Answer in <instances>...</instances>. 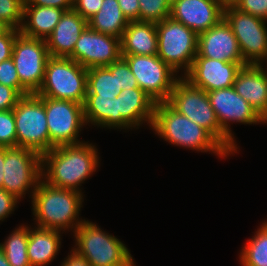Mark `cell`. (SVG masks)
<instances>
[{"mask_svg":"<svg viewBox=\"0 0 267 266\" xmlns=\"http://www.w3.org/2000/svg\"><path fill=\"white\" fill-rule=\"evenodd\" d=\"M10 27L0 20V35L4 34Z\"/></svg>","mask_w":267,"mask_h":266,"instance_id":"cell-46","label":"cell"},{"mask_svg":"<svg viewBox=\"0 0 267 266\" xmlns=\"http://www.w3.org/2000/svg\"><path fill=\"white\" fill-rule=\"evenodd\" d=\"M128 22L117 0H103L101 9L88 20V26L97 32L121 38Z\"/></svg>","mask_w":267,"mask_h":266,"instance_id":"cell-26","label":"cell"},{"mask_svg":"<svg viewBox=\"0 0 267 266\" xmlns=\"http://www.w3.org/2000/svg\"><path fill=\"white\" fill-rule=\"evenodd\" d=\"M196 56L225 62H244L237 39L224 18L198 35Z\"/></svg>","mask_w":267,"mask_h":266,"instance_id":"cell-18","label":"cell"},{"mask_svg":"<svg viewBox=\"0 0 267 266\" xmlns=\"http://www.w3.org/2000/svg\"><path fill=\"white\" fill-rule=\"evenodd\" d=\"M210 104L215 111L221 130L235 142L230 123H267L257 111L239 94L234 87L207 92ZM230 122V123H229Z\"/></svg>","mask_w":267,"mask_h":266,"instance_id":"cell-15","label":"cell"},{"mask_svg":"<svg viewBox=\"0 0 267 266\" xmlns=\"http://www.w3.org/2000/svg\"><path fill=\"white\" fill-rule=\"evenodd\" d=\"M246 65H262L267 57V21L242 12L235 7L223 10Z\"/></svg>","mask_w":267,"mask_h":266,"instance_id":"cell-10","label":"cell"},{"mask_svg":"<svg viewBox=\"0 0 267 266\" xmlns=\"http://www.w3.org/2000/svg\"><path fill=\"white\" fill-rule=\"evenodd\" d=\"M139 21L158 23L170 17L172 0H138Z\"/></svg>","mask_w":267,"mask_h":266,"instance_id":"cell-30","label":"cell"},{"mask_svg":"<svg viewBox=\"0 0 267 266\" xmlns=\"http://www.w3.org/2000/svg\"><path fill=\"white\" fill-rule=\"evenodd\" d=\"M244 62H225L195 56L190 70L182 76L192 86L211 92L233 86L238 71Z\"/></svg>","mask_w":267,"mask_h":266,"instance_id":"cell-16","label":"cell"},{"mask_svg":"<svg viewBox=\"0 0 267 266\" xmlns=\"http://www.w3.org/2000/svg\"><path fill=\"white\" fill-rule=\"evenodd\" d=\"M167 103L178 113L206 129L229 153H237V144L220 128L209 97L203 89L181 77L174 85Z\"/></svg>","mask_w":267,"mask_h":266,"instance_id":"cell-4","label":"cell"},{"mask_svg":"<svg viewBox=\"0 0 267 266\" xmlns=\"http://www.w3.org/2000/svg\"><path fill=\"white\" fill-rule=\"evenodd\" d=\"M223 10L217 0H172L170 17L199 35L223 18Z\"/></svg>","mask_w":267,"mask_h":266,"instance_id":"cell-17","label":"cell"},{"mask_svg":"<svg viewBox=\"0 0 267 266\" xmlns=\"http://www.w3.org/2000/svg\"><path fill=\"white\" fill-rule=\"evenodd\" d=\"M120 44L121 55H157L156 23L129 21Z\"/></svg>","mask_w":267,"mask_h":266,"instance_id":"cell-22","label":"cell"},{"mask_svg":"<svg viewBox=\"0 0 267 266\" xmlns=\"http://www.w3.org/2000/svg\"><path fill=\"white\" fill-rule=\"evenodd\" d=\"M102 2L103 0H74L73 9L88 21L101 9Z\"/></svg>","mask_w":267,"mask_h":266,"instance_id":"cell-37","label":"cell"},{"mask_svg":"<svg viewBox=\"0 0 267 266\" xmlns=\"http://www.w3.org/2000/svg\"><path fill=\"white\" fill-rule=\"evenodd\" d=\"M61 232L47 228H29L27 254L30 266H47L52 262L61 246Z\"/></svg>","mask_w":267,"mask_h":266,"instance_id":"cell-24","label":"cell"},{"mask_svg":"<svg viewBox=\"0 0 267 266\" xmlns=\"http://www.w3.org/2000/svg\"><path fill=\"white\" fill-rule=\"evenodd\" d=\"M19 30L9 28L4 34L0 35V63L12 57L13 45Z\"/></svg>","mask_w":267,"mask_h":266,"instance_id":"cell-36","label":"cell"},{"mask_svg":"<svg viewBox=\"0 0 267 266\" xmlns=\"http://www.w3.org/2000/svg\"><path fill=\"white\" fill-rule=\"evenodd\" d=\"M0 146L17 147L15 117L12 110L0 111Z\"/></svg>","mask_w":267,"mask_h":266,"instance_id":"cell-32","label":"cell"},{"mask_svg":"<svg viewBox=\"0 0 267 266\" xmlns=\"http://www.w3.org/2000/svg\"><path fill=\"white\" fill-rule=\"evenodd\" d=\"M4 147L0 146V188L3 189Z\"/></svg>","mask_w":267,"mask_h":266,"instance_id":"cell-43","label":"cell"},{"mask_svg":"<svg viewBox=\"0 0 267 266\" xmlns=\"http://www.w3.org/2000/svg\"><path fill=\"white\" fill-rule=\"evenodd\" d=\"M113 97L117 94L116 62L108 66L87 69V94Z\"/></svg>","mask_w":267,"mask_h":266,"instance_id":"cell-27","label":"cell"},{"mask_svg":"<svg viewBox=\"0 0 267 266\" xmlns=\"http://www.w3.org/2000/svg\"><path fill=\"white\" fill-rule=\"evenodd\" d=\"M17 147L36 151L41 156L50 151V136L46 120L44 97L22 96L13 108Z\"/></svg>","mask_w":267,"mask_h":266,"instance_id":"cell-8","label":"cell"},{"mask_svg":"<svg viewBox=\"0 0 267 266\" xmlns=\"http://www.w3.org/2000/svg\"><path fill=\"white\" fill-rule=\"evenodd\" d=\"M240 0H217L219 5L226 9L228 7H235Z\"/></svg>","mask_w":267,"mask_h":266,"instance_id":"cell-44","label":"cell"},{"mask_svg":"<svg viewBox=\"0 0 267 266\" xmlns=\"http://www.w3.org/2000/svg\"><path fill=\"white\" fill-rule=\"evenodd\" d=\"M75 250L91 266H131L134 259L120 239L85 220L74 232Z\"/></svg>","mask_w":267,"mask_h":266,"instance_id":"cell-5","label":"cell"},{"mask_svg":"<svg viewBox=\"0 0 267 266\" xmlns=\"http://www.w3.org/2000/svg\"><path fill=\"white\" fill-rule=\"evenodd\" d=\"M123 15L128 21H139L138 0H117Z\"/></svg>","mask_w":267,"mask_h":266,"instance_id":"cell-40","label":"cell"},{"mask_svg":"<svg viewBox=\"0 0 267 266\" xmlns=\"http://www.w3.org/2000/svg\"><path fill=\"white\" fill-rule=\"evenodd\" d=\"M3 171L5 191L19 200L24 198L28 191L32 198L42 179V156L36 151L23 147H4Z\"/></svg>","mask_w":267,"mask_h":266,"instance_id":"cell-9","label":"cell"},{"mask_svg":"<svg viewBox=\"0 0 267 266\" xmlns=\"http://www.w3.org/2000/svg\"><path fill=\"white\" fill-rule=\"evenodd\" d=\"M61 262V266H91V264L81 255H79L75 250L70 251V255L64 258Z\"/></svg>","mask_w":267,"mask_h":266,"instance_id":"cell-42","label":"cell"},{"mask_svg":"<svg viewBox=\"0 0 267 266\" xmlns=\"http://www.w3.org/2000/svg\"><path fill=\"white\" fill-rule=\"evenodd\" d=\"M86 94V68L71 58L50 57L48 59L43 83L36 95L70 100L84 105Z\"/></svg>","mask_w":267,"mask_h":266,"instance_id":"cell-6","label":"cell"},{"mask_svg":"<svg viewBox=\"0 0 267 266\" xmlns=\"http://www.w3.org/2000/svg\"><path fill=\"white\" fill-rule=\"evenodd\" d=\"M0 266H11L7 259L5 258L4 252L0 247Z\"/></svg>","mask_w":267,"mask_h":266,"instance_id":"cell-45","label":"cell"},{"mask_svg":"<svg viewBox=\"0 0 267 266\" xmlns=\"http://www.w3.org/2000/svg\"><path fill=\"white\" fill-rule=\"evenodd\" d=\"M87 26L88 21L74 9L66 10L53 32L45 40L50 57L69 58L73 54L79 36Z\"/></svg>","mask_w":267,"mask_h":266,"instance_id":"cell-20","label":"cell"},{"mask_svg":"<svg viewBox=\"0 0 267 266\" xmlns=\"http://www.w3.org/2000/svg\"><path fill=\"white\" fill-rule=\"evenodd\" d=\"M0 83L13 88L21 97L30 94L20 83L12 58L0 63Z\"/></svg>","mask_w":267,"mask_h":266,"instance_id":"cell-33","label":"cell"},{"mask_svg":"<svg viewBox=\"0 0 267 266\" xmlns=\"http://www.w3.org/2000/svg\"><path fill=\"white\" fill-rule=\"evenodd\" d=\"M155 104L139 87L122 90L121 94L118 95L121 129H137L145 122L151 127L154 120Z\"/></svg>","mask_w":267,"mask_h":266,"instance_id":"cell-21","label":"cell"},{"mask_svg":"<svg viewBox=\"0 0 267 266\" xmlns=\"http://www.w3.org/2000/svg\"><path fill=\"white\" fill-rule=\"evenodd\" d=\"M64 12L61 8L24 5L23 23L19 31L24 36L46 40Z\"/></svg>","mask_w":267,"mask_h":266,"instance_id":"cell-23","label":"cell"},{"mask_svg":"<svg viewBox=\"0 0 267 266\" xmlns=\"http://www.w3.org/2000/svg\"><path fill=\"white\" fill-rule=\"evenodd\" d=\"M50 150L63 145L83 143L79 132L86 125L83 105L70 100L44 97Z\"/></svg>","mask_w":267,"mask_h":266,"instance_id":"cell-12","label":"cell"},{"mask_svg":"<svg viewBox=\"0 0 267 266\" xmlns=\"http://www.w3.org/2000/svg\"><path fill=\"white\" fill-rule=\"evenodd\" d=\"M117 94L124 89L138 88V82L129 68L128 63L121 57L116 61Z\"/></svg>","mask_w":267,"mask_h":266,"instance_id":"cell-34","label":"cell"},{"mask_svg":"<svg viewBox=\"0 0 267 266\" xmlns=\"http://www.w3.org/2000/svg\"><path fill=\"white\" fill-rule=\"evenodd\" d=\"M121 57L120 38L97 32L87 26L69 58L89 69L108 66Z\"/></svg>","mask_w":267,"mask_h":266,"instance_id":"cell-14","label":"cell"},{"mask_svg":"<svg viewBox=\"0 0 267 266\" xmlns=\"http://www.w3.org/2000/svg\"><path fill=\"white\" fill-rule=\"evenodd\" d=\"M82 192L52 186L41 179L32 195V213L36 226L56 231L71 229L73 233L85 221L79 218Z\"/></svg>","mask_w":267,"mask_h":266,"instance_id":"cell-2","label":"cell"},{"mask_svg":"<svg viewBox=\"0 0 267 266\" xmlns=\"http://www.w3.org/2000/svg\"><path fill=\"white\" fill-rule=\"evenodd\" d=\"M24 5L54 7L66 10L73 9L74 0H25Z\"/></svg>","mask_w":267,"mask_h":266,"instance_id":"cell-41","label":"cell"},{"mask_svg":"<svg viewBox=\"0 0 267 266\" xmlns=\"http://www.w3.org/2000/svg\"><path fill=\"white\" fill-rule=\"evenodd\" d=\"M255 233L240 252L242 266H267V221Z\"/></svg>","mask_w":267,"mask_h":266,"instance_id":"cell-29","label":"cell"},{"mask_svg":"<svg viewBox=\"0 0 267 266\" xmlns=\"http://www.w3.org/2000/svg\"><path fill=\"white\" fill-rule=\"evenodd\" d=\"M156 30L157 56L176 73L184 72V76L197 55L198 35L171 17L156 23Z\"/></svg>","mask_w":267,"mask_h":266,"instance_id":"cell-7","label":"cell"},{"mask_svg":"<svg viewBox=\"0 0 267 266\" xmlns=\"http://www.w3.org/2000/svg\"><path fill=\"white\" fill-rule=\"evenodd\" d=\"M263 65H246L237 73L233 87L267 122V71Z\"/></svg>","mask_w":267,"mask_h":266,"instance_id":"cell-19","label":"cell"},{"mask_svg":"<svg viewBox=\"0 0 267 266\" xmlns=\"http://www.w3.org/2000/svg\"><path fill=\"white\" fill-rule=\"evenodd\" d=\"M11 58L22 86L30 94H36L43 83L46 64L50 58L46 41L19 33Z\"/></svg>","mask_w":267,"mask_h":266,"instance_id":"cell-13","label":"cell"},{"mask_svg":"<svg viewBox=\"0 0 267 266\" xmlns=\"http://www.w3.org/2000/svg\"><path fill=\"white\" fill-rule=\"evenodd\" d=\"M159 137L170 144L225 158L229 152L204 128L178 113L167 102L156 103L151 126Z\"/></svg>","mask_w":267,"mask_h":266,"instance_id":"cell-3","label":"cell"},{"mask_svg":"<svg viewBox=\"0 0 267 266\" xmlns=\"http://www.w3.org/2000/svg\"><path fill=\"white\" fill-rule=\"evenodd\" d=\"M83 110L86 125L91 123L97 127L121 129L118 96L99 97V95H86Z\"/></svg>","mask_w":267,"mask_h":266,"instance_id":"cell-25","label":"cell"},{"mask_svg":"<svg viewBox=\"0 0 267 266\" xmlns=\"http://www.w3.org/2000/svg\"><path fill=\"white\" fill-rule=\"evenodd\" d=\"M25 0H0V20L19 30L23 23Z\"/></svg>","mask_w":267,"mask_h":266,"instance_id":"cell-31","label":"cell"},{"mask_svg":"<svg viewBox=\"0 0 267 266\" xmlns=\"http://www.w3.org/2000/svg\"><path fill=\"white\" fill-rule=\"evenodd\" d=\"M122 58L128 63L140 89L155 103L168 101L181 76L157 55H122Z\"/></svg>","mask_w":267,"mask_h":266,"instance_id":"cell-11","label":"cell"},{"mask_svg":"<svg viewBox=\"0 0 267 266\" xmlns=\"http://www.w3.org/2000/svg\"><path fill=\"white\" fill-rule=\"evenodd\" d=\"M17 203L19 199L0 188V221H4L14 211Z\"/></svg>","mask_w":267,"mask_h":266,"instance_id":"cell-39","label":"cell"},{"mask_svg":"<svg viewBox=\"0 0 267 266\" xmlns=\"http://www.w3.org/2000/svg\"><path fill=\"white\" fill-rule=\"evenodd\" d=\"M29 227L20 225L12 231L0 247L11 266H30L27 254Z\"/></svg>","mask_w":267,"mask_h":266,"instance_id":"cell-28","label":"cell"},{"mask_svg":"<svg viewBox=\"0 0 267 266\" xmlns=\"http://www.w3.org/2000/svg\"><path fill=\"white\" fill-rule=\"evenodd\" d=\"M235 8L267 21V0H240Z\"/></svg>","mask_w":267,"mask_h":266,"instance_id":"cell-35","label":"cell"},{"mask_svg":"<svg viewBox=\"0 0 267 266\" xmlns=\"http://www.w3.org/2000/svg\"><path fill=\"white\" fill-rule=\"evenodd\" d=\"M98 150L83 142L54 147L42 155V179L55 187L82 192L79 186L96 172Z\"/></svg>","mask_w":267,"mask_h":266,"instance_id":"cell-1","label":"cell"},{"mask_svg":"<svg viewBox=\"0 0 267 266\" xmlns=\"http://www.w3.org/2000/svg\"><path fill=\"white\" fill-rule=\"evenodd\" d=\"M20 98L13 88L0 83V111L12 110Z\"/></svg>","mask_w":267,"mask_h":266,"instance_id":"cell-38","label":"cell"}]
</instances>
